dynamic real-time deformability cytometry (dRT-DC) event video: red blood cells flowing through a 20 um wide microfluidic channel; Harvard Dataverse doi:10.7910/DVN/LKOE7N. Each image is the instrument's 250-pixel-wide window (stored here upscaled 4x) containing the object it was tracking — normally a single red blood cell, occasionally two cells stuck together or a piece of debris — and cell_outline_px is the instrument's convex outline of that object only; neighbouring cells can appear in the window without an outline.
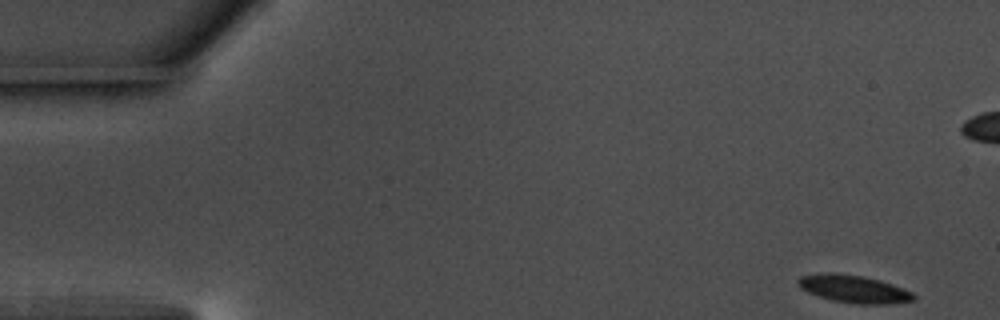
{"species": "common noctule bat (a hibernating species)", "species_latin": "Nyctalus noctula", "temperature_condition": "warm", "stored_images_in_passage": 55, "camera_frame_rate_fps": 3000, "um_per_image_px": 0.085, "animal": {"sex": "male", "body_mass_g": 17.5, "forearm_length_mm": 52.3}, "frame": {"image": 1, "passage_image": 1, "time_ms": 0.0, "image_size_px": [1000, 320], "cell_outline_px": [[916, 300], [888, 304], [856, 304], [832, 300], [808, 292], [800, 288], [796, 284], [796, 280], [800, 276], [828, 272], [832, 272], [864, 276], [880, 280], [892, 284], [912, 292], [916, 296]], "centroid_in_image_um": [72.57, 24.56], "position_along_channel_um": 12.4, "area_um2": 18.73}}
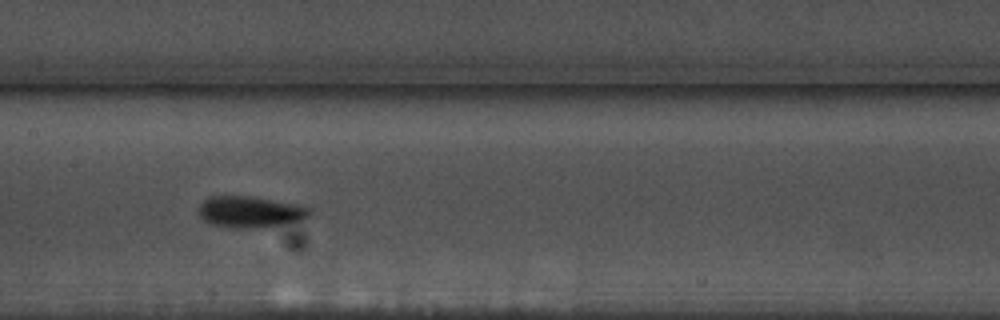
{"frame": {"image": 2, "passage_image": 26, "time_ms": 8.333, "image_size_px": [1000, 320], "cell_outline_px": [[312, 212], [304, 220], [268, 228], [228, 228], [212, 224], [204, 220], [200, 216], [200, 204], [208, 196], [252, 196], [296, 204], [308, 208]], "centroid_in_image_um": [21.29, 18.03], "position_along_channel_um": 186.1, "area_um2": 20.52}}
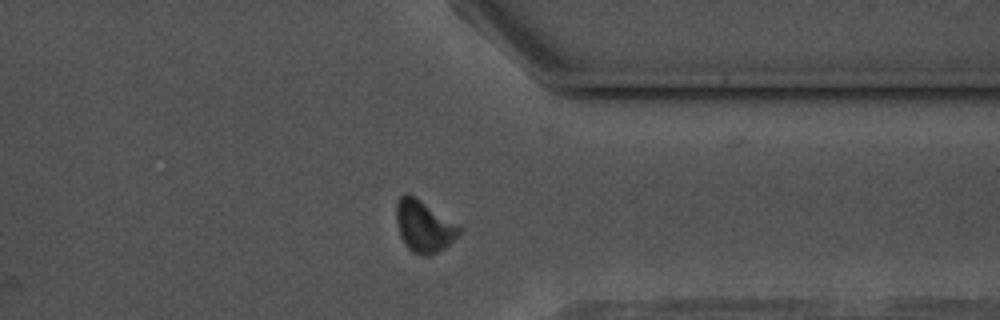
{"frame": {"image": 3, "passage_image": 42, "time_ms": 13.667, "image_size_px": [1000, 320], "cell_outline_px": [[464, 228], [444, 248], [428, 256], [424, 256], [412, 252], [404, 244], [400, 236], [396, 220], [396, 204], [400, 196], [404, 192], [408, 192], [416, 196]], "centroid_in_image_um": [36.01, 19.2], "position_along_channel_um": 375.4, "area_um2": 19.13}, "authors_computed_cell_mechanics": {"area_um2": 18.496, "velocity_mm_per_s": 3.6193, "shape_relaxation_time_tau1_ms": 2.5175, "shape_relaxation_time_tau2_ms": 1.945, "deformation_change_tau1": 0.106, "deformation_change_tau2": 0.0606}}